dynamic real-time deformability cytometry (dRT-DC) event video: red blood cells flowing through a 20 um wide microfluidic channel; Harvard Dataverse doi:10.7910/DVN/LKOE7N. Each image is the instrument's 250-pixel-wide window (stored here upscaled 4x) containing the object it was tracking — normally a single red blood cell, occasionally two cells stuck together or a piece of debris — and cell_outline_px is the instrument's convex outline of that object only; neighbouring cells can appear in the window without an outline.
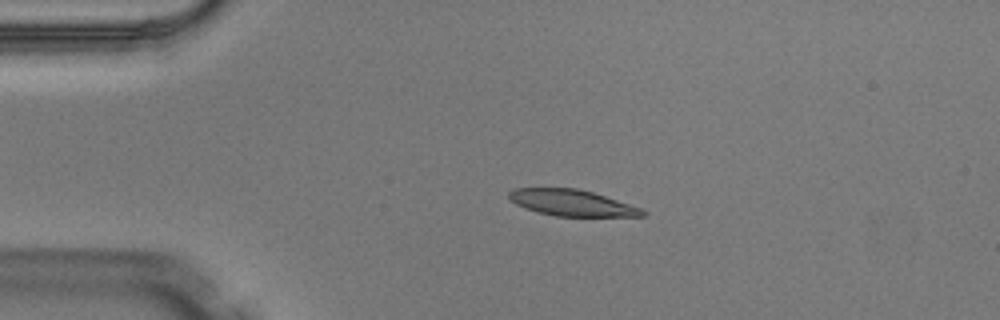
{"species": "Egyptian fruit bat (a non-hibernating species)", "species_latin": "Rousettus aegyptiacus", "temperature_condition": "warm", "stored_images_in_passage": 2, "camera_frame_rate_fps": 3000, "um_per_image_px": 0.085, "animal": {"sex": "male"}, "frame": {"image": 1, "passage_image": 2, "time_ms": 0.333, "image_size_px": [1000, 320], "cell_outline_px": [[648, 212], [644, 216], [556, 216], [536, 212], [524, 208], [516, 204], [508, 196], [508, 192], [512, 188], [576, 188], [592, 192], [640, 208]], "centroid_in_image_um": [48.56, 17.24], "position_along_channel_um": 36.4, "area_um2": 20.23}}